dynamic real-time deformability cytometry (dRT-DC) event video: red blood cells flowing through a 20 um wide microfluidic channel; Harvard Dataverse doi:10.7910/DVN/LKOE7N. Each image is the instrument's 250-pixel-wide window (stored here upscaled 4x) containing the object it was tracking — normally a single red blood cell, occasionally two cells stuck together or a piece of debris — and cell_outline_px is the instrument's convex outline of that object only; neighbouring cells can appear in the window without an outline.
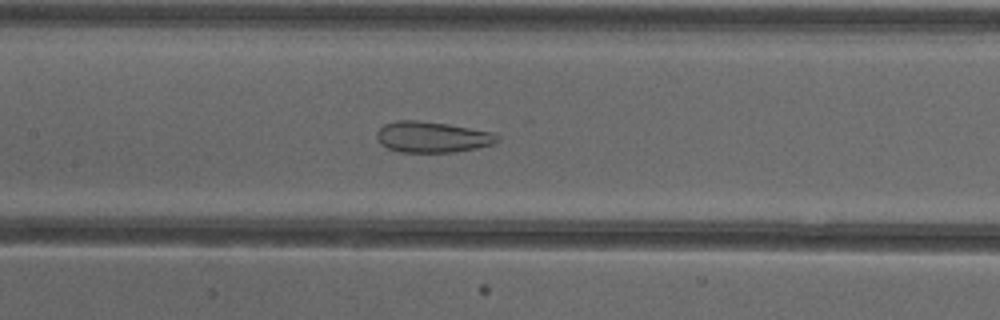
{"species": "common noctule bat (a hibernating species)", "species_latin": "Nyctalus noctula", "temperature_condition": "cold", "stored_images_in_passage": 53, "camera_frame_rate_fps": 3000, "um_per_image_px": 0.085, "animal": {"sex": "female"}, "frame": {"image": 1, "passage_image": 26, "time_ms": 8.333, "image_size_px": [1000, 320], "cell_outline_px": [[500, 140], [492, 144], [476, 148], [452, 152], [400, 152], [388, 148], [380, 144], [376, 136], [376, 132], [384, 124], [396, 120], [416, 120], [448, 124], [496, 132], [500, 136]], "centroid_in_image_um": [36.75, 11.64], "position_along_channel_um": 170.6, "area_um2": 21.91}}
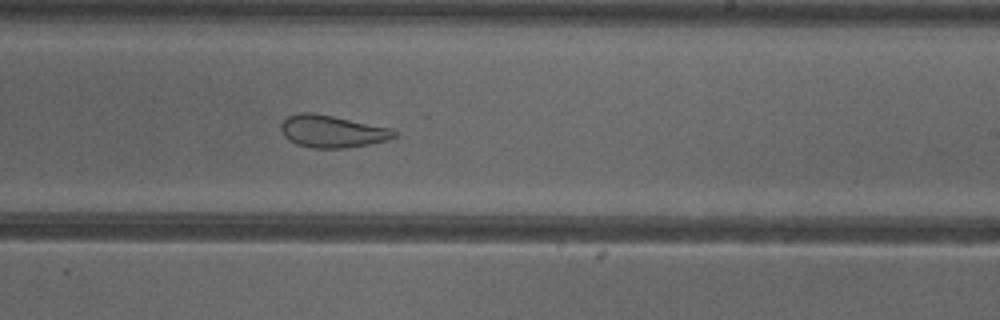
{"frame": {"image": 2, "passage_image": 33, "time_ms": 10.667, "image_size_px": [1000, 320], "cell_outline_px": [[396, 136], [388, 140], [368, 144], [344, 148], [312, 148], [296, 144], [288, 140], [284, 136], [280, 128], [280, 124], [288, 116], [296, 112], [312, 112], [392, 128], [396, 132]], "centroid_in_image_um": [28.2, 11.16], "position_along_channel_um": 260.8, "area_um2": 21.33}}
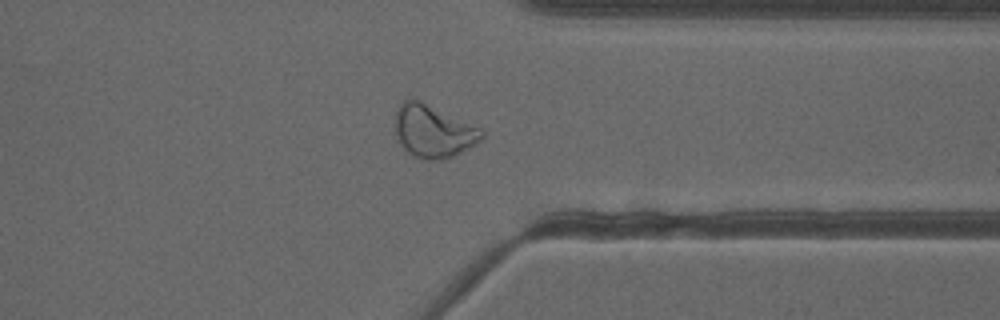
{"frame": {"image": 3, "passage_image": 42, "time_ms": 13.667, "image_size_px": [1000, 320], "cell_outline_px": [[484, 136], [476, 144], [452, 156], [440, 160], [428, 160], [416, 156], [408, 152], [404, 148], [396, 136], [396, 112], [400, 104], [404, 100], [420, 100], [480, 128], [484, 132]], "centroid_in_image_um": [36.83, 11.16], "position_along_channel_um": 374.6, "area_um2": 26.01}, "authors_computed_cell_mechanics": {"area_um2": 28.9, "velocity_mm_per_s": 3.8809, "shape_relaxation_time_tau1_ms": null, "shape_relaxation_time_tau2_ms": 1.7253, "deformation_change_tau1": null, "deformation_change_tau2": 0.0943}}